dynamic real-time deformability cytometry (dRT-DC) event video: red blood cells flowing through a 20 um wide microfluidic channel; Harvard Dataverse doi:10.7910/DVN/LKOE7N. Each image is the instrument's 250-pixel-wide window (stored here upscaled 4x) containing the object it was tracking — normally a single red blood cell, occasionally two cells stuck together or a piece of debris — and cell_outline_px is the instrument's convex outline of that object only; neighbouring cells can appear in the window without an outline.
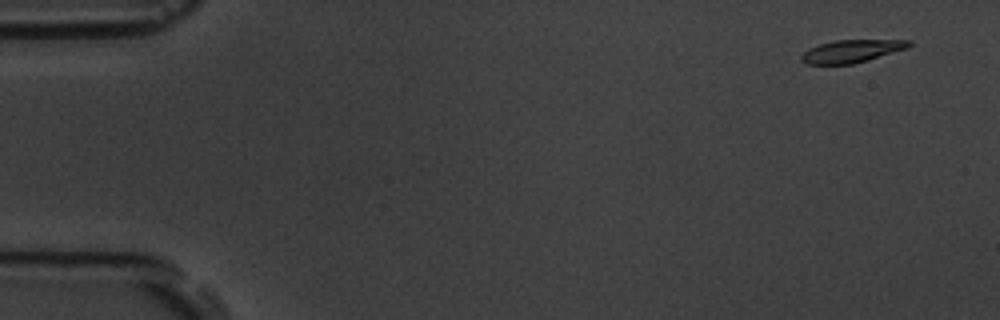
{"species": "common noctule bat (a hibernating species)", "species_latin": "Nyctalus noctula", "temperature_condition": "room temperature", "stored_images_in_passage": 5, "camera_frame_rate_fps": 3000, "um_per_image_px": 0.085, "animal": {"sex": "male", "body_mass_g": 19.5, "forearm_length_mm": 54.6}, "frame": {"image": 1, "passage_image": 1, "time_ms": 0.0, "image_size_px": [1000, 320], "cell_outline_px": [[912, 44], [908, 48], [868, 60], [852, 64], [808, 64], [800, 60], [800, 56], [808, 48], [832, 40], [908, 40]], "centroid_in_image_um": [72.36, 4.34], "position_along_channel_um": 12.6, "area_um2": 14.22}}
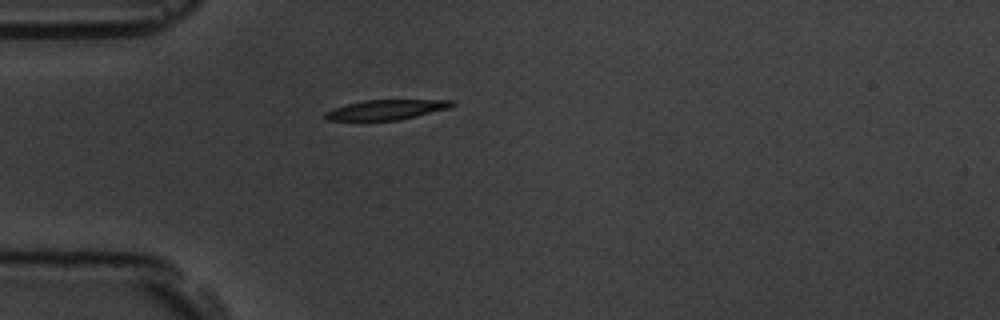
{"frame": {"image": 2, "passage_image": 5, "time_ms": 4.333, "image_size_px": [1000, 320], "cell_outline_px": [[456, 104], [448, 108], [400, 120], [328, 120], [324, 116], [324, 112], [348, 104], [364, 100], [456, 100]], "centroid_in_image_um": [32.87, 9.32], "position_along_channel_um": 52.1, "area_um2": 14.51}}